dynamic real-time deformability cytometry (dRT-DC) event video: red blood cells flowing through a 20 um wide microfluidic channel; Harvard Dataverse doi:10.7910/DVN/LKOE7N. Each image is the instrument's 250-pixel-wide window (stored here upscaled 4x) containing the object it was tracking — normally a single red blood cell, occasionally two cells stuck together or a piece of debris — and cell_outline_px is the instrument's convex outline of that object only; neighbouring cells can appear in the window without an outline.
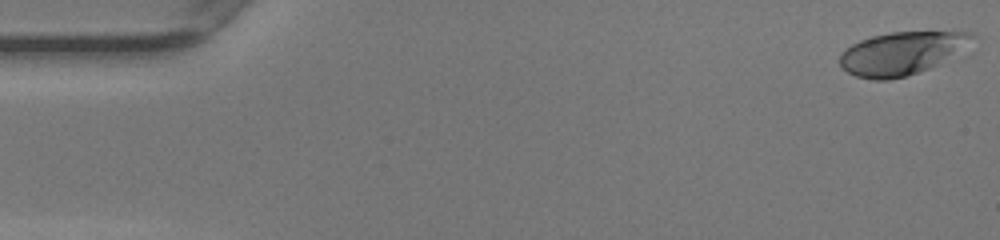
{"species": "human", "species_latin": "Homo sapiens", "temperature_condition": "warm", "stored_images_in_passage": 49, "camera_frame_rate_fps": 3000, "um_per_image_px": 0.085, "donor": {"sex": "female"}, "frame": {"image": 1, "passage_image": 1, "time_ms": 0.0, "image_size_px": [1000, 240], "cell_outline_px": [[980, 36], [940, 64], [908, 76], [888, 80], [872, 80], [856, 76], [848, 72], [840, 64], [840, 52], [852, 44], [860, 40], [872, 36], [888, 32], [976, 32]], "centroid_in_image_um": [76.65, 4.52], "position_along_channel_um": 8.3, "area_um2": 33.23}}
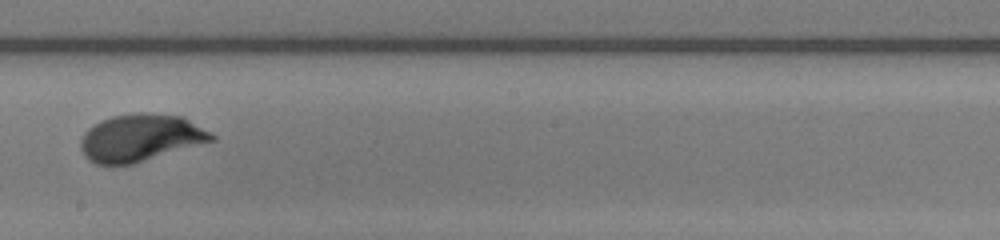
{"frame": {"image": 2, "passage_image": 28, "time_ms": 9.0, "image_size_px": [1000, 240], "cell_outline_px": [[216, 140], [132, 164], [96, 164], [88, 160], [84, 156], [80, 148], [80, 140], [84, 132], [88, 128], [100, 120], [112, 116], [140, 112], [144, 112], [184, 116], [216, 136]], "centroid_in_image_um": [11.93, 11.7], "position_along_channel_um": 236.3, "area_um2": 36.18}}
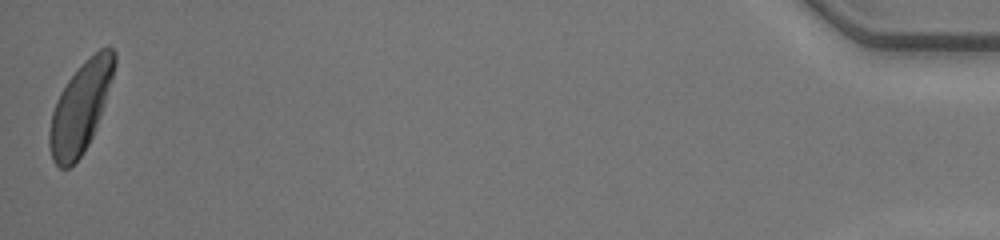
{"frame": {"image": 3, "passage_image": 49, "time_ms": 16.0, "image_size_px": [1000, 240], "cell_outline_px": [[116, 64], [104, 104], [100, 116], [92, 136], [88, 144], [80, 156], [68, 168], [60, 168], [52, 160], [48, 144], [48, 132], [52, 112], [56, 100], [60, 92], [68, 80], [100, 48], [108, 44], [116, 52]], "centroid_in_image_um": [6.83, 9.15], "position_along_channel_um": 428.4, "area_um2": 33.52}, "authors_computed_cell_mechanics": {"area_um2": 33.524, "velocity_mm_per_s": 4.1776, "shape_relaxation_time_tau1_ms": 2.3603, "shape_relaxation_time_tau2_ms": null, "deformation_change_tau1": 0.1497, "deformation_change_tau2": null}}